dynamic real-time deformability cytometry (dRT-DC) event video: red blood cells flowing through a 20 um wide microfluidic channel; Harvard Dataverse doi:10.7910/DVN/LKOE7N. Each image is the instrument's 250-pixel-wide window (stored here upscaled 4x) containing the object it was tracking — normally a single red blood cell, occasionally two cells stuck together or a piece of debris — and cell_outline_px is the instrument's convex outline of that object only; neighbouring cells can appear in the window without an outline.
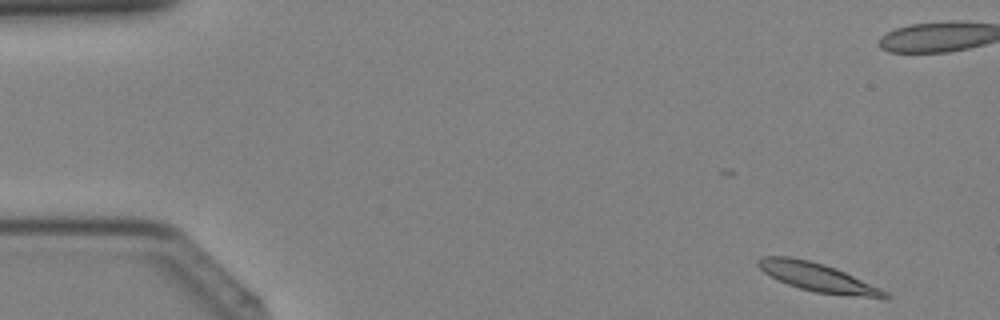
{"species": "Egyptian fruit bat (a non-hibernating species)", "species_latin": "Rousettus aegyptiacus", "temperature_condition": "cold", "stored_images_in_passage": 31, "camera_frame_rate_fps": 3000, "um_per_image_px": 0.085, "animal": {"sex": "female"}, "frame": {"image": 1, "passage_image": 1, "time_ms": 0.0, "image_size_px": [1000, 320], "cell_outline_px": [[892, 296], [888, 300], [884, 300], [816, 292], [800, 288], [788, 284], [764, 272], [756, 264], [756, 260], [764, 256], [788, 256], [808, 260], [824, 264], [836, 268], [880, 288], [888, 292]], "centroid_in_image_um": [69.6, 23.6], "position_along_channel_um": 15.4, "area_um2": 21.15}}
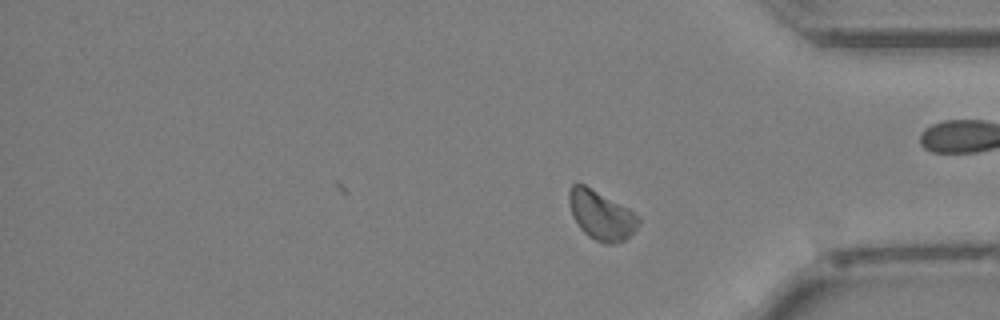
{"frame": {"image": 2, "passage_image": 31, "time_ms": 10.0, "image_size_px": [1000, 320], "cell_outline_px": [[640, 224], [624, 240], [612, 244], [604, 244], [588, 236], [580, 228], [572, 216], [568, 204], [568, 188], [576, 180], [584, 184], [628, 208], [640, 220]], "centroid_in_image_um": [51.03, 18.26], "position_along_channel_um": 384.2, "area_um2": 19.94}}